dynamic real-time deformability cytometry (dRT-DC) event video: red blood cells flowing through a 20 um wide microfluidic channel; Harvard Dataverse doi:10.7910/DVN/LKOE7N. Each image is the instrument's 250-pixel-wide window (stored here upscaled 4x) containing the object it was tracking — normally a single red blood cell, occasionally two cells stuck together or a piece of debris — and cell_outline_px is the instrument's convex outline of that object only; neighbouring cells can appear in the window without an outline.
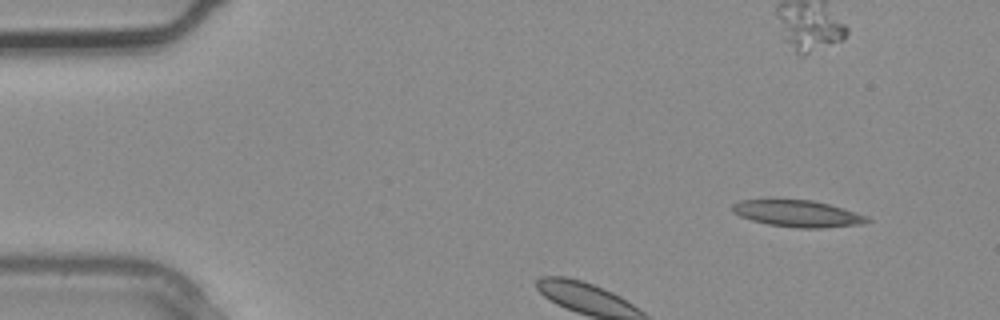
{"species": "common noctule bat (a hibernating species)", "species_latin": "Nyctalus noctula", "temperature_condition": "warm", "stored_images_in_passage": 3, "camera_frame_rate_fps": 3000, "um_per_image_px": 0.085, "animal": {"sex": "male", "body_mass_g": 20.4}, "frame": {"image": 1, "passage_image": 1, "time_ms": 0.0, "image_size_px": [1000, 320], "cell_outline_px": [[872, 220], [860, 224], [820, 228], [800, 228], [768, 224], [752, 220], [740, 216], [732, 212], [732, 204], [740, 200], [772, 196], [812, 200], [844, 208], [868, 216]], "centroid_in_image_um": [67.72, 18.09], "position_along_channel_um": 17.3, "area_um2": 21.79}}